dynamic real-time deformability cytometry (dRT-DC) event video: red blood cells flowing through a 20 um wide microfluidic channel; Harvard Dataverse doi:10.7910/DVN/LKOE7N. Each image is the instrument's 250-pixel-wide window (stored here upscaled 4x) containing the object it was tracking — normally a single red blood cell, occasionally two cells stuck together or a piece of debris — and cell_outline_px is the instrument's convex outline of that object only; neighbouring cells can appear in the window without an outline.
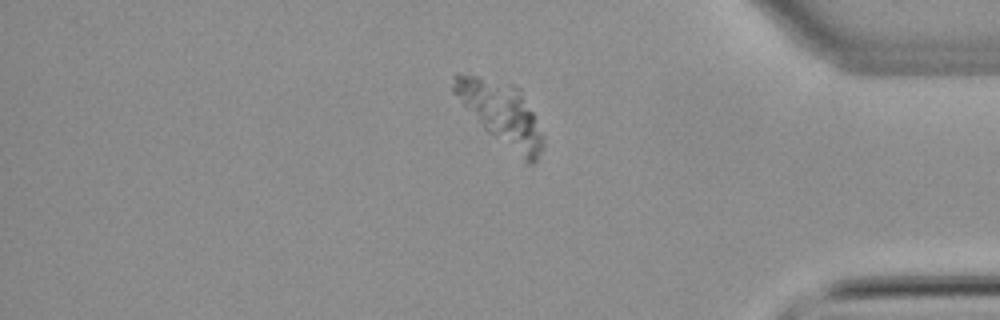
{"species": "common noctule bat (a hibernating species)", "species_latin": "Nyctalus noctula", "temperature_condition": "warm", "stored_images_in_passage": 42, "camera_frame_rate_fps": 3000, "um_per_image_px": 0.085, "animal": {"sex": "male", "body_mass_g": 21.5, "forearm_length_mm": 52.0}, "frame": {"image": 1, "passage_image": 34, "time_ms": 11.0, "image_size_px": [1000, 320], "cell_outline_px": [[544, 144], [536, 164], [528, 164], [488, 132], [484, 128], [452, 92], [452, 76], [456, 72], [516, 84], [520, 88], [532, 112], [544, 140]], "centroid_in_image_um": [42.61, 9.64], "position_along_channel_um": 392.6, "area_um2": 32.31}}
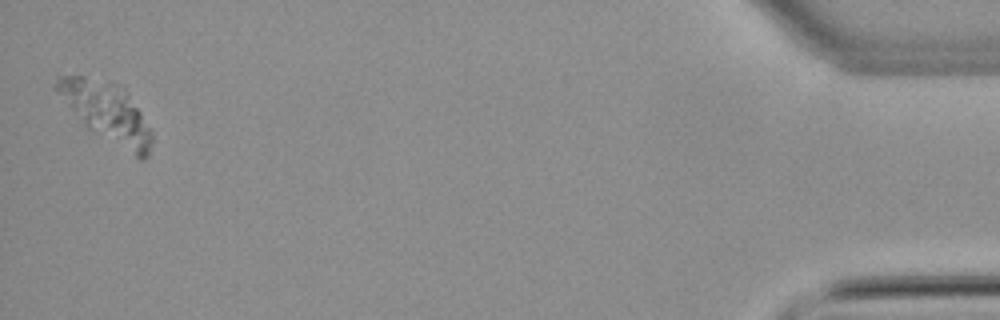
{"frame": {"image": 2, "passage_image": 42, "time_ms": 13.667, "image_size_px": [1000, 320], "cell_outline_px": [[152, 144], [148, 156], [144, 160], [140, 160], [88, 128], [84, 124], [52, 88], [52, 84], [56, 72], [104, 76], [120, 84], [128, 92], [152, 132]], "centroid_in_image_um": [9.01, 9.41], "position_along_channel_um": 426.2, "area_um2": 34.1}}